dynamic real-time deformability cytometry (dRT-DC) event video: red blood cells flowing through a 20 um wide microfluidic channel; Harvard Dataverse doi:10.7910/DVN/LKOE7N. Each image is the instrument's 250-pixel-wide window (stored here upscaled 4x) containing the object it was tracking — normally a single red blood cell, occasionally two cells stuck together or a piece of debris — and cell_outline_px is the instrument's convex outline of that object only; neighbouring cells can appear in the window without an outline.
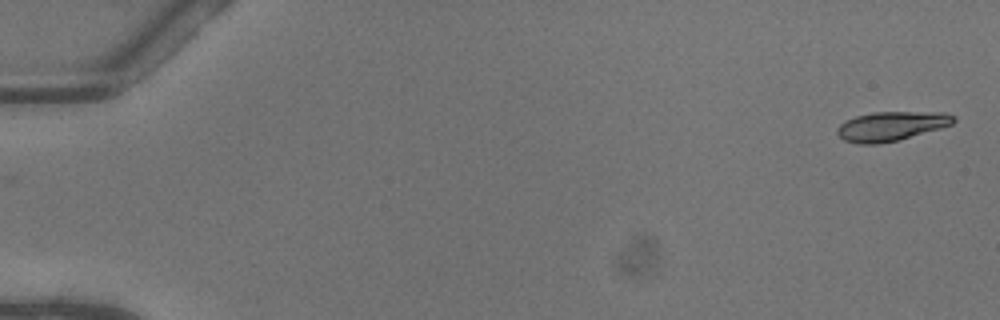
{"species": "common noctule bat (a hibernating species)", "species_latin": "Nyctalus noctula", "temperature_condition": "warm", "stored_images_in_passage": 15, "camera_frame_rate_fps": 3000, "um_per_image_px": 0.085, "animal": {"sex": "female"}, "frame": {"image": 1, "passage_image": 1, "time_ms": 0.0, "image_size_px": [1000, 320], "cell_outline_px": [[956, 120], [952, 124], [940, 128], [896, 140], [876, 144], [860, 144], [844, 140], [836, 132], [836, 128], [840, 124], [856, 116], [872, 112], [944, 112], [956, 116]], "centroid_in_image_um": [75.76, 10.71], "position_along_channel_um": 9.2, "area_um2": 19.65}}
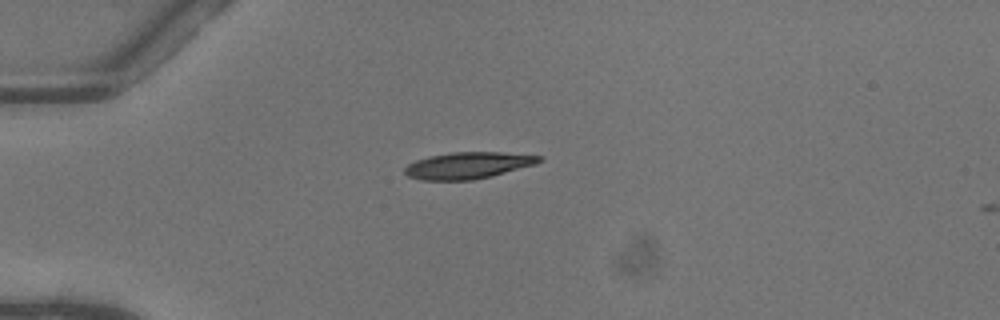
{"frame": {"image": 2, "passage_image": 14, "time_ms": 4.333, "image_size_px": [1000, 320], "cell_outline_px": [[544, 160], [536, 164], [492, 176], [472, 180], [420, 180], [408, 176], [404, 172], [404, 168], [408, 164], [416, 160], [428, 156], [452, 152], [500, 152], [544, 156]], "centroid_in_image_um": [39.8, 14.06], "position_along_channel_um": 45.2, "area_um2": 20.98}}